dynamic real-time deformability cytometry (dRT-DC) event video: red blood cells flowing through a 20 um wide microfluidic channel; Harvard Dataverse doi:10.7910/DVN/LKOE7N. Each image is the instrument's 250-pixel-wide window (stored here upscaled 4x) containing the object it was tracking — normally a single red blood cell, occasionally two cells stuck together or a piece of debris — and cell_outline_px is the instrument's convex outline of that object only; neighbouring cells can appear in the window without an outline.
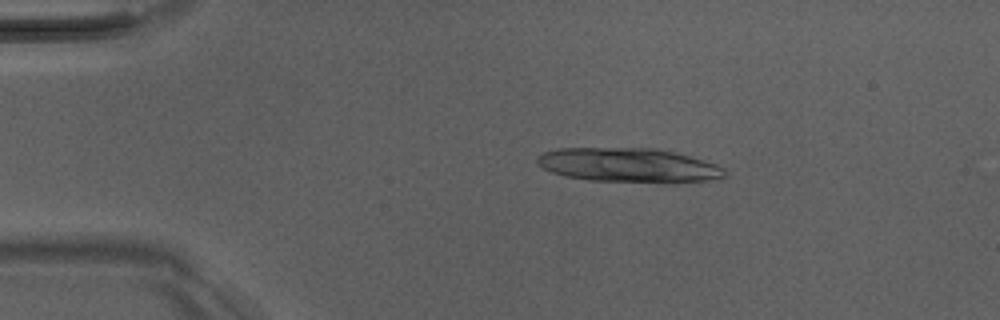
{"species": "Egyptian fruit bat (a non-hibernating species)", "species_latin": "Rousettus aegyptiacus", "temperature_condition": "room temperature", "stored_images_in_passage": 17, "camera_frame_rate_fps": 3000, "um_per_image_px": 0.085, "animal": {"sex": "male"}, "frame": {"image": 1, "passage_image": 8, "time_ms": 2.333, "image_size_px": [1000, 320], "cell_outline_px": [[728, 172], [724, 176], [708, 180], [588, 180], [564, 176], [552, 172], [536, 164], [536, 156], [544, 152], [560, 148], [656, 148], [688, 156], [716, 164], [724, 168]], "centroid_in_image_um": [53.32, 13.99], "position_along_channel_um": 31.7, "area_um2": 36.13}}